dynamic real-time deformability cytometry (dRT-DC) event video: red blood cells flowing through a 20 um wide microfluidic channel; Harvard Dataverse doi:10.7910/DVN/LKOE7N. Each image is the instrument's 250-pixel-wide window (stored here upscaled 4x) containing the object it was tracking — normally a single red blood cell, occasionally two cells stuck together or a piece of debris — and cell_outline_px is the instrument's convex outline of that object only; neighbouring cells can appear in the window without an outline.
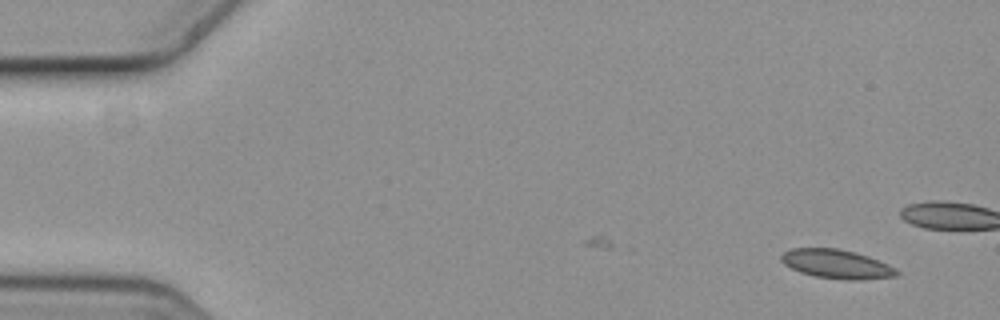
{"species": "common noctule bat (a hibernating species)", "species_latin": "Nyctalus noctula", "temperature_condition": "cold", "stored_images_in_passage": 5, "camera_frame_rate_fps": 3000, "um_per_image_px": 0.085, "animal": {"sex": "female", "body_mass_g": 19.3, "forearm_length_mm": 54.1}, "frame": {"image": 1, "passage_image": 1, "time_ms": 0.0, "image_size_px": [1000, 320], "cell_outline_px": [[900, 276], [860, 280], [844, 280], [816, 276], [800, 272], [784, 264], [780, 260], [780, 256], [784, 252], [792, 248], [836, 248], [856, 252], [868, 256], [888, 264], [896, 268], [900, 272]], "centroid_in_image_um": [71.15, 22.45], "position_along_channel_um": 13.8, "area_um2": 19.65}}
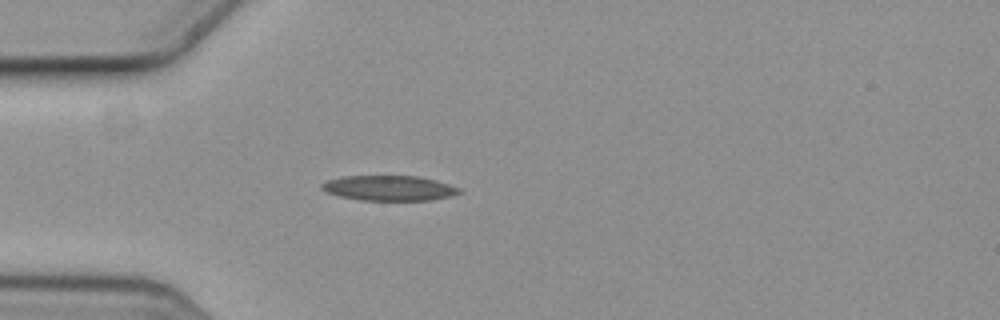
{"frame": {"image": 2, "passage_image": 5, "time_ms": 1.333, "image_size_px": [1000, 320], "cell_outline_px": [[464, 192], [452, 196], [432, 200], [360, 200], [340, 196], [328, 192], [320, 188], [320, 184], [328, 180], [344, 176], [416, 176], [436, 180], [460, 188]], "centroid_in_image_um": [33.11, 15.99], "position_along_channel_um": 51.9, "area_um2": 20.11}}